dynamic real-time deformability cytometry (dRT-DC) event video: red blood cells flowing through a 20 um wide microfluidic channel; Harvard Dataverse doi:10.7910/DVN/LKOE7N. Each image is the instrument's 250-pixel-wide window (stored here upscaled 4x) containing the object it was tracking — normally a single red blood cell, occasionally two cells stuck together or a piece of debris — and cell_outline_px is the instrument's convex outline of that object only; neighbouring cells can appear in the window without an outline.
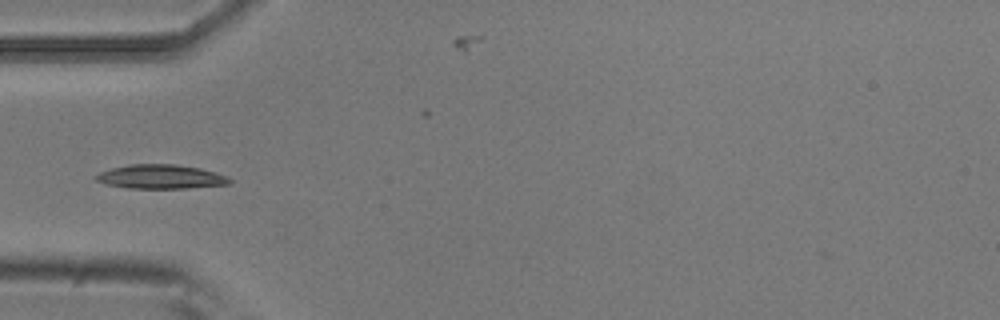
{"species": "common noctule bat (a hibernating species)", "species_latin": "Nyctalus noctula", "temperature_condition": "room temperature", "stored_images_in_passage": 2, "camera_frame_rate_fps": 3000, "um_per_image_px": 0.085, "animal": {"sex": "male", "body_mass_g": 20.5, "forearm_length_mm": 52.5}, "frame": {"image": 1, "passage_image": 1, "time_ms": 0.0, "image_size_px": [1000, 320], "cell_outline_px": [[232, 184], [188, 188], [128, 188], [104, 184], [96, 180], [96, 176], [100, 172], [112, 168], [128, 164], [176, 164], [200, 168], [216, 172], [228, 176], [232, 180]], "centroid_in_image_um": [13.71, 15.02], "position_along_channel_um": 71.3, "area_um2": 18.9}}